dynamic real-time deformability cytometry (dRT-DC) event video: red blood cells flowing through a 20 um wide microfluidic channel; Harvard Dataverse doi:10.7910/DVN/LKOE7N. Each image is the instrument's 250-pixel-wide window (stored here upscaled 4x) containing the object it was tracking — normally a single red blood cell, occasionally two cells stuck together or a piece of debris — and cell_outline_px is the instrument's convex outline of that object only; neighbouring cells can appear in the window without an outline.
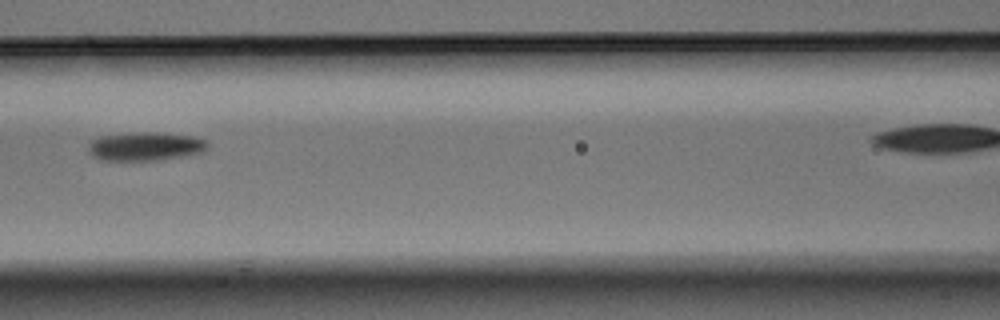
{"species": "Egyptian fruit bat (a non-hibernating species)", "species_latin": "Rousettus aegyptiacus", "temperature_condition": "warm", "stored_images_in_passage": 7, "segment_of_instrument_passage": [1, 2], "camera_frame_rate_fps": 3000, "um_per_image_px": 0.085, "animal": {"sex": "male"}, "frame": {"image": 1, "passage_image": 6, "time_ms": 1.667, "image_size_px": [1000, 320], "cell_outline_px": [[208, 148], [204, 152], [184, 156], [160, 160], [100, 160], [92, 156], [88, 152], [88, 144], [92, 140], [100, 136], [140, 132], [160, 132], [192, 136], [208, 140]], "centroid_in_image_um": [12.38, 12.44], "position_along_channel_um": 154.2, "area_um2": 20.11}}